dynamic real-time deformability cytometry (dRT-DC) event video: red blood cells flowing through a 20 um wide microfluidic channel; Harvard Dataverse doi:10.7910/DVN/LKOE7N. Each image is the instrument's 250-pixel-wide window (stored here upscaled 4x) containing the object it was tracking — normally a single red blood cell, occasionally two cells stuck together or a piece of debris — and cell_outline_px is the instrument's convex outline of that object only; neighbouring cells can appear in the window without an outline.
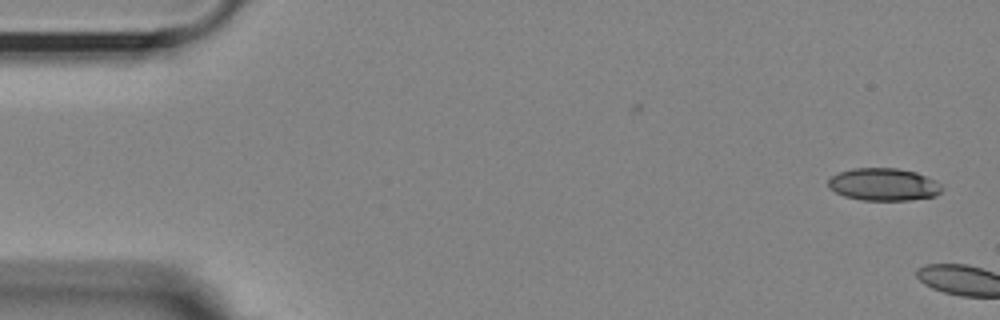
{"species": "Egyptian fruit bat (a non-hibernating species)", "species_latin": "Rousettus aegyptiacus", "temperature_condition": "room temperature", "stored_images_in_passage": 4, "camera_frame_rate_fps": 3000, "um_per_image_px": 0.085, "animal": {"sex": "female"}, "frame": {"image": 1, "passage_image": 1, "time_ms": 0.0, "image_size_px": [1000, 320], "cell_outline_px": [[944, 188], [936, 196], [908, 200], [864, 200], [844, 196], [828, 188], [828, 180], [832, 176], [840, 172], [852, 168], [896, 168], [916, 172], [940, 184]], "centroid_in_image_um": [75.09, 15.68], "position_along_channel_um": 9.9, "area_um2": 21.39}}